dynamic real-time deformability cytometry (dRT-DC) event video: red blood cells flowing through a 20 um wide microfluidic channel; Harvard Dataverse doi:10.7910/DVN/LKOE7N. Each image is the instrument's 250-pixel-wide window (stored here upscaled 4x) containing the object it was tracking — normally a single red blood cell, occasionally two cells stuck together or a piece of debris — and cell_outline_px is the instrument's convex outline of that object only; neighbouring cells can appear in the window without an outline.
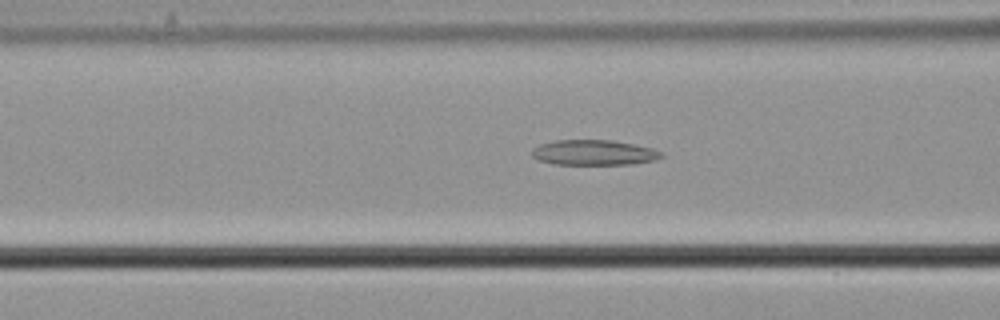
{"species": "common noctule bat (a hibernating species)", "species_latin": "Nyctalus noctula", "temperature_condition": "cold", "stored_images_in_passage": 57, "camera_frame_rate_fps": 3000, "um_per_image_px": 0.085, "animal": {"sex": "male", "body_mass_g": 21.5, "forearm_length_mm": 52.0}, "frame": {"image": 1, "passage_image": 23, "time_ms": 7.333, "image_size_px": [1000, 320], "cell_outline_px": [[664, 156], [656, 160], [632, 164], [552, 164], [540, 160], [532, 156], [532, 148], [540, 144], [556, 140], [612, 140], [652, 148], [660, 152]], "centroid_in_image_um": [50.47, 12.97], "position_along_channel_um": 116.1, "area_um2": 18.96}}
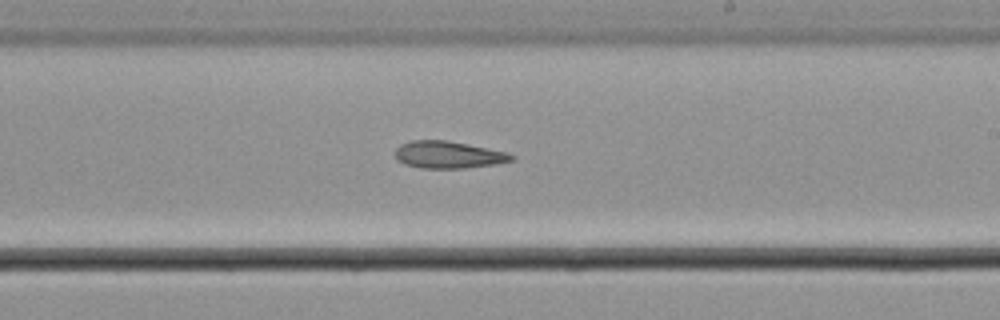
{"frame": {"image": 2, "passage_image": 34, "time_ms": 11.0, "image_size_px": [1000, 320], "cell_outline_px": [[516, 156], [512, 160], [496, 164], [464, 168], [420, 168], [404, 164], [396, 160], [396, 148], [400, 144], [412, 140], [448, 140], [508, 152]], "centroid_in_image_um": [38.1, 13.15], "position_along_channel_um": 250.9, "area_um2": 18.5}}
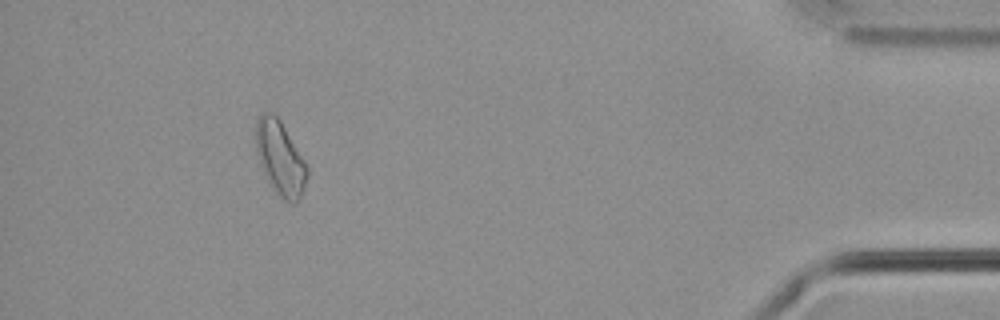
{"frame": {"image": 3, "passage_image": 52, "time_ms": 17.0, "image_size_px": [1000, 320], "cell_outline_px": [[308, 176], [304, 188], [296, 204], [292, 204], [284, 200], [280, 196], [268, 180], [260, 164], [256, 152], [256, 120], [260, 112], [272, 112], [280, 120], [304, 160], [308, 168]], "centroid_in_image_um": [23.81, 13.42], "position_along_channel_um": 411.4, "area_um2": 21.91}}